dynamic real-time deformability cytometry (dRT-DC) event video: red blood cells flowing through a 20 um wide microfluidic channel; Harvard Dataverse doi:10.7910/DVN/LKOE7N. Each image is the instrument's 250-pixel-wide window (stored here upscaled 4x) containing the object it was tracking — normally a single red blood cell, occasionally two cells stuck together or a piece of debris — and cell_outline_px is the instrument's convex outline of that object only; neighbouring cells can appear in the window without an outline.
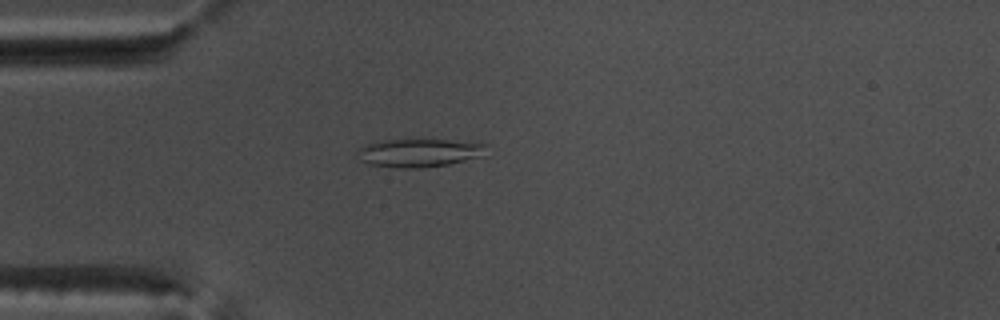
{"species": "common noctule bat (a hibernating species)", "species_latin": "Nyctalus noctula", "temperature_condition": "warm", "stored_images_in_passage": 45, "camera_frame_rate_fps": 3000, "um_per_image_px": 0.085, "animal": {"sex": "male", "body_mass_g": 17.5, "forearm_length_mm": 52.3}, "frame": {"image": 1, "passage_image": 6, "time_ms": 1.667, "image_size_px": [1000, 320], "cell_outline_px": [[488, 144], [484, 156], [448, 164], [420, 168], [400, 168], [372, 164], [360, 160], [356, 152], [360, 148], [368, 144], [380, 140], [448, 140]], "centroid_in_image_um": [35.66, 12.99], "position_along_channel_um": 49.3, "area_um2": 21.04}}
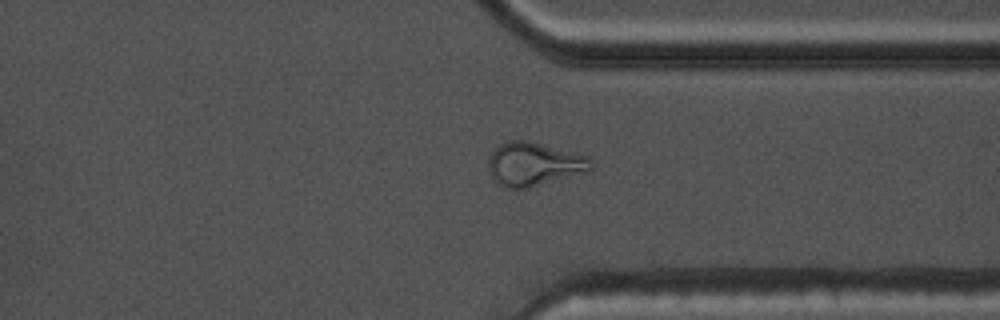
{"frame": {"image": 2, "passage_image": 32, "time_ms": 10.333, "image_size_px": [1000, 320], "cell_outline_px": [[592, 168], [588, 172], [528, 188], [508, 188], [492, 180], [488, 172], [488, 160], [492, 152], [500, 144], [508, 140], [524, 140], [588, 156], [592, 160]], "centroid_in_image_um": [45.37, 13.96], "position_along_channel_um": 366.0, "area_um2": 26.01}}
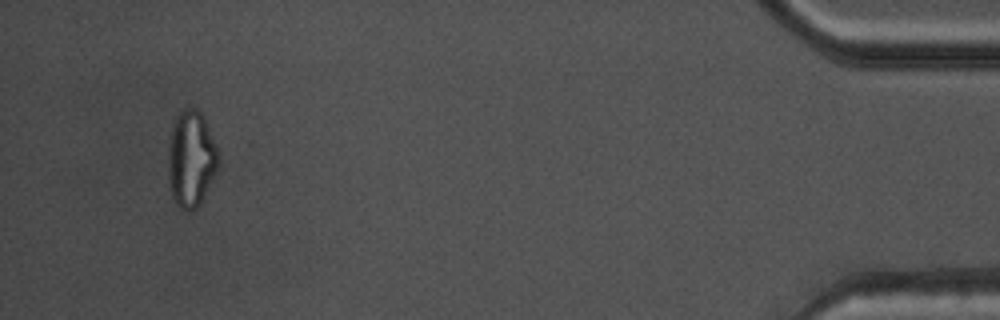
{"frame": {"image": 3, "passage_image": 42, "time_ms": 13.667, "image_size_px": [1000, 320], "cell_outline_px": [[220, 164], [200, 204], [196, 208], [184, 212], [176, 204], [172, 196], [168, 180], [168, 144], [172, 124], [176, 116], [184, 108], [196, 108], [200, 112], [216, 144], [220, 156]], "centroid_in_image_um": [16.24, 13.52], "position_along_channel_um": 419.0, "area_um2": 28.5}, "authors_computed_cell_mechanics": {"area_um2": 20.7502, "velocity_mm_per_s": 3.8058, "shape_relaxation_time_tau1_ms": null, "shape_relaxation_time_tau2_ms": 1.7126, "deformation_change_tau1": null, "deformation_change_tau2": 0.0846}}